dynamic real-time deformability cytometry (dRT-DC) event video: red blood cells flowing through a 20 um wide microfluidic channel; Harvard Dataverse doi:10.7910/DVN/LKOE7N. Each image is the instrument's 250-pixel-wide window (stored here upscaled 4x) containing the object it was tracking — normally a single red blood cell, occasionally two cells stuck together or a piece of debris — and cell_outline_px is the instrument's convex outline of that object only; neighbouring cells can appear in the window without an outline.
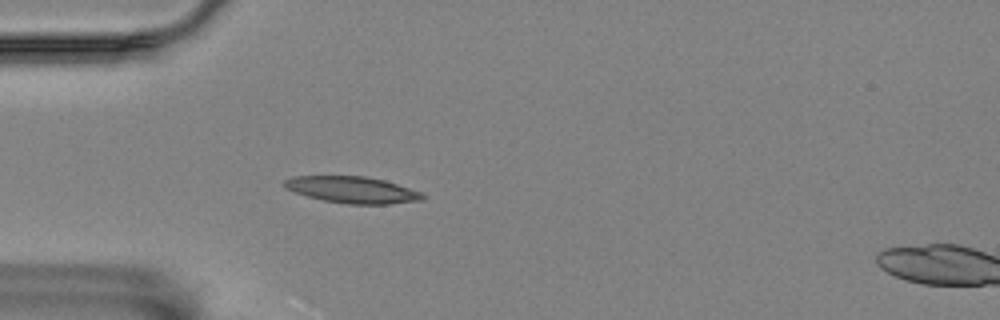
{"species": "Egyptian fruit bat (a non-hibernating species)", "species_latin": "Rousettus aegyptiacus", "temperature_condition": "room temperature", "stored_images_in_passage": 40, "camera_frame_rate_fps": 3000, "um_per_image_px": 0.085, "animal": {"sex": "female"}, "frame": {"image": 1, "passage_image": 1, "time_ms": 0.0, "image_size_px": [1000, 320], "cell_outline_px": [[428, 196], [424, 200], [388, 204], [348, 204], [324, 200], [308, 196], [284, 188], [280, 184], [284, 180], [292, 176], [364, 176], [384, 180], [420, 192]], "centroid_in_image_um": [29.93, 16.13], "position_along_channel_um": 55.1, "area_um2": 21.39}}
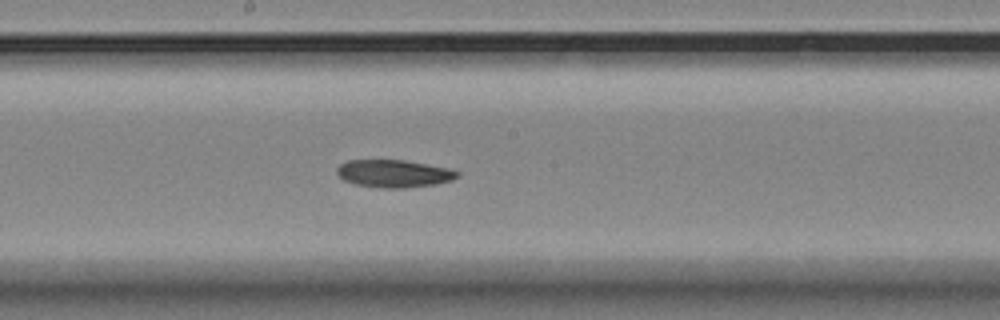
{"frame": {"image": 2, "passage_image": 15, "time_ms": 4.667, "image_size_px": [1000, 320], "cell_outline_px": [[460, 176], [452, 180], [436, 184], [404, 188], [376, 188], [352, 184], [344, 180], [336, 172], [336, 168], [340, 164], [348, 160], [404, 160], [448, 168], [460, 172]], "centroid_in_image_um": [33.46, 14.76], "position_along_channel_um": 214.7, "area_um2": 19.54}}
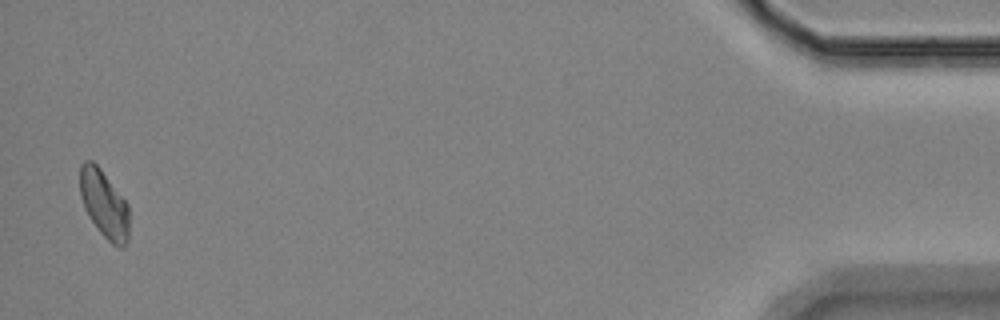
{"frame": {"image": 3, "passage_image": 40, "time_ms": 13.0, "image_size_px": [1000, 320], "cell_outline_px": [[128, 240], [124, 248], [120, 248], [112, 244], [100, 232], [88, 216], [84, 208], [80, 196], [80, 164], [84, 160], [92, 160], [100, 168], [128, 204]], "centroid_in_image_um": [8.84, 17.34], "position_along_channel_um": 426.4, "area_um2": 19.42}, "authors_computed_cell_mechanics": {"area_um2": 18.8428, "velocity_mm_per_s": 3.5397, "shape_relaxation_time_tau1_ms": null, "shape_relaxation_time_tau2_ms": 6.183, "deformation_change_tau1": null, "deformation_change_tau2": 0.087}}